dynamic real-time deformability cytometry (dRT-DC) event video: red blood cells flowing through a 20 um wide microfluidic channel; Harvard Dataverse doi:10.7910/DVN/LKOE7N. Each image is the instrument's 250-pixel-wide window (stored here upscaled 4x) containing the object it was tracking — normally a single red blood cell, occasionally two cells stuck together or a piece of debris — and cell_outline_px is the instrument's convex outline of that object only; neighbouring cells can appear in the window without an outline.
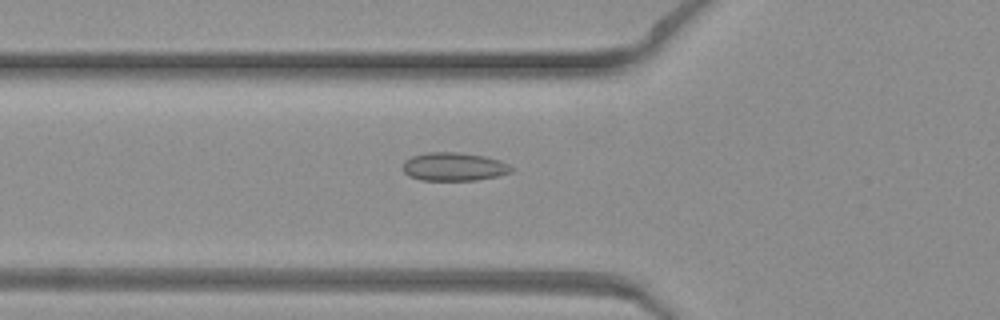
{"species": "common noctule bat (a hibernating species)", "species_latin": "Nyctalus noctula", "temperature_condition": "warm", "stored_images_in_passage": 48, "camera_frame_rate_fps": 3000, "um_per_image_px": 0.085, "animal": {"sex": "female", "body_mass_g": 19.3, "forearm_length_mm": 54.1}, "frame": {"image": 1, "passage_image": 18, "time_ms": 5.667, "image_size_px": [1000, 320], "cell_outline_px": [[516, 168], [512, 172], [496, 176], [476, 180], [420, 180], [408, 176], [404, 172], [404, 160], [412, 156], [428, 152], [456, 152], [484, 156], [500, 160]], "centroid_in_image_um": [38.6, 14.17], "position_along_channel_um": 87.2, "area_um2": 17.98}}
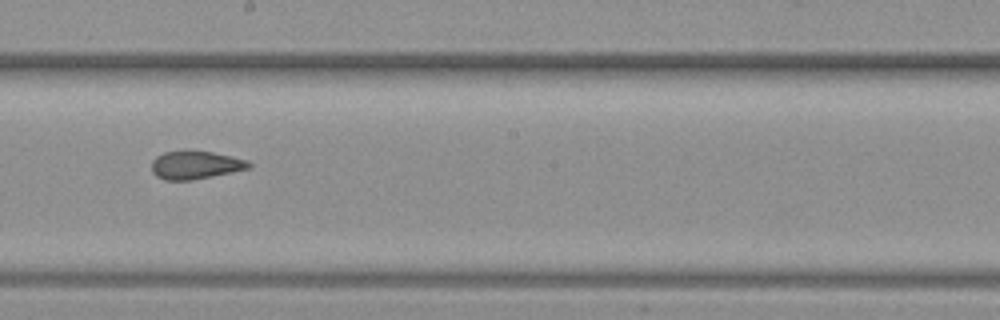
{"frame": {"image": 2, "passage_image": 28, "time_ms": 9.0, "image_size_px": [1000, 320], "cell_outline_px": [[252, 164], [248, 168], [232, 172], [192, 180], [164, 180], [156, 176], [152, 172], [152, 160], [156, 156], [164, 152], [184, 148], [188, 148], [212, 152], [232, 156], [248, 160]], "centroid_in_image_um": [16.57, 13.99], "position_along_channel_um": 231.6, "area_um2": 16.42}}
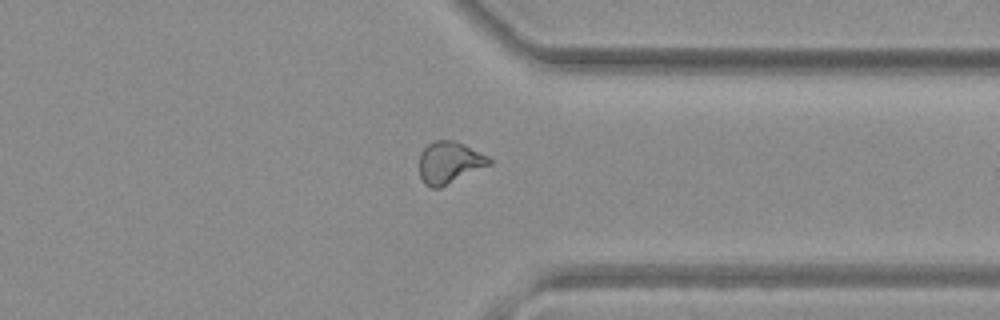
{"frame": {"image": 3, "passage_image": 38, "time_ms": 12.333, "image_size_px": [1000, 320], "cell_outline_px": [[492, 164], [440, 188], [432, 188], [424, 184], [420, 176], [420, 152], [428, 144], [436, 140], [452, 140], [464, 144], [488, 156], [492, 160]], "centroid_in_image_um": [38.2, 13.82], "position_along_channel_um": 373.2, "area_um2": 17.11}}